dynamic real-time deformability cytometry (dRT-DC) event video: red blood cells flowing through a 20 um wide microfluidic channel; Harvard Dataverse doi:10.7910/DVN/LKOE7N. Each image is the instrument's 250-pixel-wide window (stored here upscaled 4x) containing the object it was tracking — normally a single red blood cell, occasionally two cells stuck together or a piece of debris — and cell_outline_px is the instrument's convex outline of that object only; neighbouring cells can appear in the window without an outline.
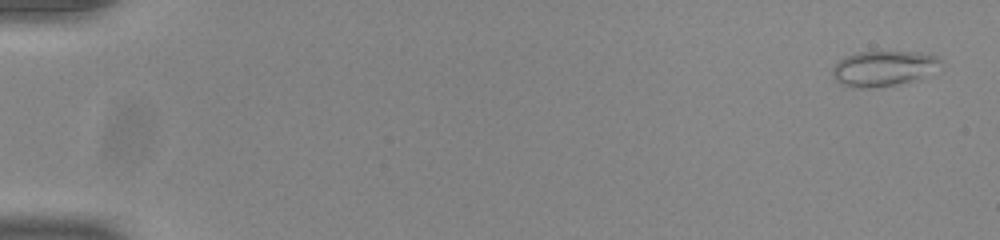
{"species": "common noctule bat (a hibernating species)", "species_latin": "Nyctalus noctula", "temperature_condition": "room temperature", "stored_images_in_passage": 53, "camera_frame_rate_fps": 3000, "um_per_image_px": 0.085, "animal": {"sex": "male", "body_mass_g": 20.0, "forearm_length_mm": 53.3}, "frame": {"image": 1, "passage_image": 2, "time_ms": 0.333, "image_size_px": [1000, 240], "cell_outline_px": [[944, 60], [920, 76], [896, 84], [872, 88], [852, 88], [840, 84], [832, 76], [832, 68], [844, 56], [860, 52], [916, 52], [936, 56]], "centroid_in_image_um": [74.95, 5.81], "position_along_channel_um": 10.0, "area_um2": 21.56}}
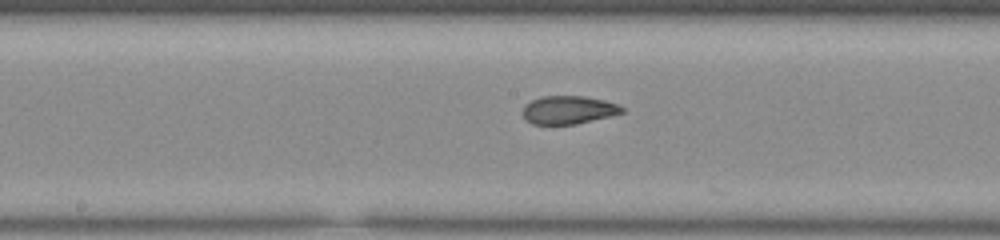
{"frame": {"image": 2, "passage_image": 29, "time_ms": 9.333, "image_size_px": [1000, 240], "cell_outline_px": [[624, 112], [612, 116], [576, 124], [532, 124], [524, 120], [520, 112], [524, 104], [540, 96], [584, 96], [604, 100], [616, 104], [624, 108]], "centroid_in_image_um": [48.26, 9.35], "position_along_channel_um": 199.9, "area_um2": 16.59}}
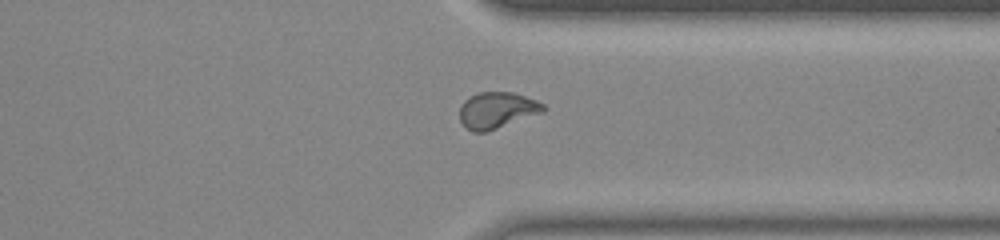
{"frame": {"image": 3, "passage_image": 42, "time_ms": 13.667, "image_size_px": [1000, 240], "cell_outline_px": [[544, 112], [488, 132], [472, 132], [460, 120], [460, 104], [464, 100], [480, 92], [512, 92], [536, 100], [544, 104]], "centroid_in_image_um": [42.25, 9.38], "position_along_channel_um": 369.2, "area_um2": 17.69}, "authors_computed_cell_mechanics": {"area_um2": 17.6868, "velocity_mm_per_s": 3.9128, "shape_relaxation_time_tau1_ms": null, "shape_relaxation_time_tau2_ms": 1.1968, "deformation_change_tau1": null, "deformation_change_tau2": 0.0658}}